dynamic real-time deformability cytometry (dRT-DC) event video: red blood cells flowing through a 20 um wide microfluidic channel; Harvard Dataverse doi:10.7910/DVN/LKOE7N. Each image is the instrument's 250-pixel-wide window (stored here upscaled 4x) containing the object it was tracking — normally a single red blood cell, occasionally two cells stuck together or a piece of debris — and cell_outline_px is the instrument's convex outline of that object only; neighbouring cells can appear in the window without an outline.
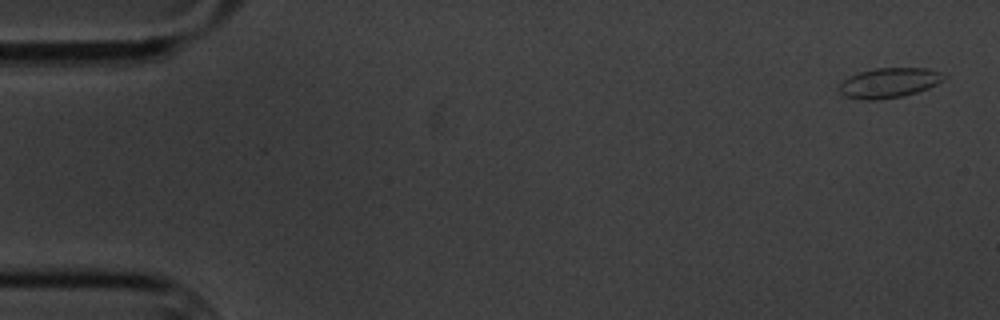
{"species": "common noctule bat (a hibernating species)", "species_latin": "Nyctalus noctula", "temperature_condition": "cold", "stored_images_in_passage": 6, "camera_frame_rate_fps": 3000, "um_per_image_px": 0.085, "animal": {"sex": "male", "body_mass_g": 20.1, "forearm_length_mm": 53.5}, "frame": {"image": 1, "passage_image": 1, "time_ms": 0.0, "image_size_px": [1000, 320], "cell_outline_px": [[948, 76], [944, 80], [928, 88], [916, 92], [900, 96], [876, 100], [864, 100], [844, 96], [840, 92], [840, 80], [848, 76], [860, 72], [876, 68], [928, 68], [940, 72]], "centroid_in_image_um": [75.56, 7.03], "position_along_channel_um": 9.4, "area_um2": 18.26}}